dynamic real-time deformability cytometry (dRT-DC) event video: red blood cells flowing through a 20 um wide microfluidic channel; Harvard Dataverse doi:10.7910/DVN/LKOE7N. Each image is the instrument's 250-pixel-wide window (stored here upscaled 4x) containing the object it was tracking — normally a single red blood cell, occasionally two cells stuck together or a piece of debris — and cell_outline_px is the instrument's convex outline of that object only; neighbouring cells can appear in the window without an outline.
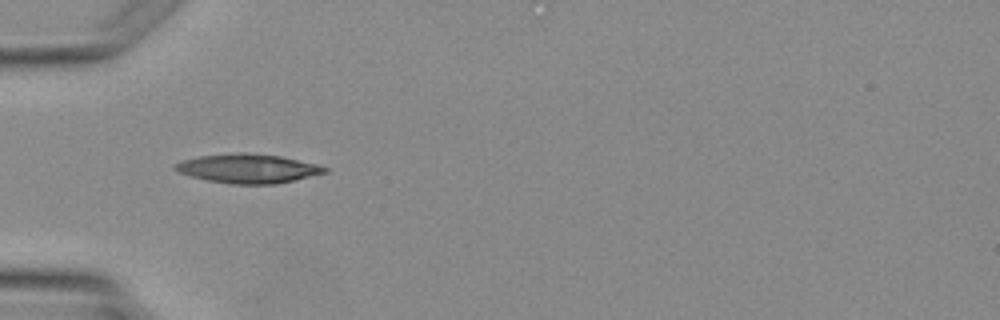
{"species": "Egyptian fruit bat (a non-hibernating species)", "species_latin": "Rousettus aegyptiacus", "temperature_condition": "warm", "stored_images_in_passage": 2, "camera_frame_rate_fps": 3000, "um_per_image_px": 0.085, "animal": {"sex": "female"}, "frame": {"image": 1, "passage_image": 2, "time_ms": 1.333, "image_size_px": [1000, 320], "cell_outline_px": [[328, 172], [276, 184], [232, 184], [208, 180], [192, 176], [180, 172], [172, 168], [172, 164], [180, 160], [200, 156], [240, 152], [244, 152], [280, 156], [316, 164], [328, 168]], "centroid_in_image_um": [21.05, 14.32], "position_along_channel_um": 64.0, "area_um2": 25.26}}